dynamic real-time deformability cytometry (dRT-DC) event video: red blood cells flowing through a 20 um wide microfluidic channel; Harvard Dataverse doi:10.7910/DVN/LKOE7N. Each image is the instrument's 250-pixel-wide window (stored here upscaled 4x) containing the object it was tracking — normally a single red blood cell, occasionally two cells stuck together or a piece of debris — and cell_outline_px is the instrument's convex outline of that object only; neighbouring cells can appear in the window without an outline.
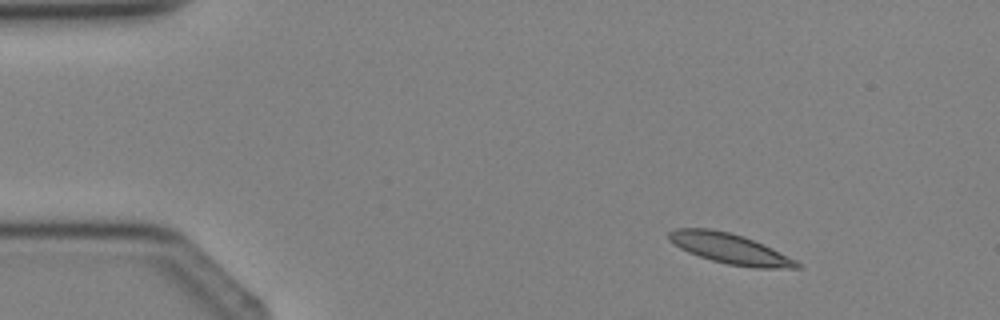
{"species": "Egyptian fruit bat (a non-hibernating species)", "species_latin": "Rousettus aegyptiacus", "temperature_condition": "cold", "stored_images_in_passage": 3, "camera_frame_rate_fps": 3000, "um_per_image_px": 0.085, "animal": {"sex": "female"}, "frame": {"image": 1, "passage_image": 1, "time_ms": 0.0, "image_size_px": [1000, 320], "cell_outline_px": [[800, 268], [756, 268], [728, 264], [712, 260], [688, 252], [680, 248], [668, 240], [668, 232], [676, 228], [712, 228], [744, 236], [764, 244], [796, 260], [800, 264]], "centroid_in_image_um": [62.03, 21.12], "position_along_channel_um": 23.0, "area_um2": 22.54}}